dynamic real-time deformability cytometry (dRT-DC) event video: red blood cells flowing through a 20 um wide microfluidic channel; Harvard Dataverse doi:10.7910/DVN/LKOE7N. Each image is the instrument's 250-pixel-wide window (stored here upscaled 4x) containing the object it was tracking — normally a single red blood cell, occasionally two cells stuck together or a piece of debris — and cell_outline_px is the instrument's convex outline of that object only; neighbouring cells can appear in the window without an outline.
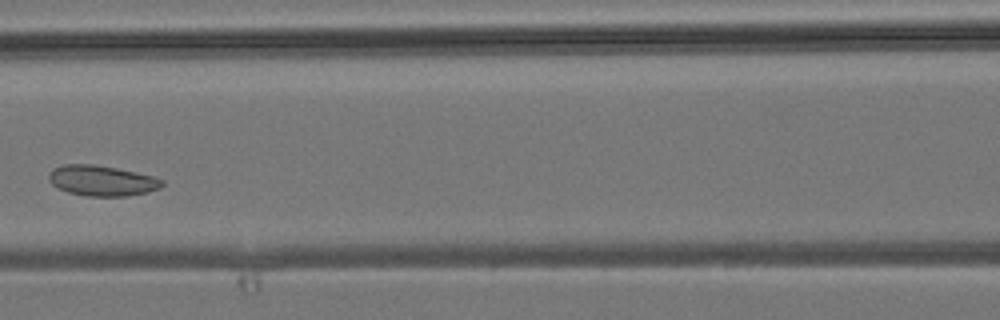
{"species": "common noctule bat (a hibernating species)", "species_latin": "Nyctalus noctula", "temperature_condition": "room temperature", "stored_images_in_passage": 5, "camera_frame_rate_fps": 3000, "um_per_image_px": 0.085, "animal": {"sex": "male", "body_mass_g": 19.2, "forearm_length_mm": 51.8}, "frame": {"image": 1, "passage_image": 5, "time_ms": 4.333, "image_size_px": [1000, 320], "cell_outline_px": [[164, 184], [160, 188], [148, 192], [128, 196], [84, 196], [68, 192], [52, 184], [48, 180], [48, 172], [52, 168], [64, 164], [92, 164], [116, 168], [136, 172], [152, 176], [164, 180]], "centroid_in_image_um": [8.65, 15.35], "position_along_channel_um": 158.0, "area_um2": 20.23}}